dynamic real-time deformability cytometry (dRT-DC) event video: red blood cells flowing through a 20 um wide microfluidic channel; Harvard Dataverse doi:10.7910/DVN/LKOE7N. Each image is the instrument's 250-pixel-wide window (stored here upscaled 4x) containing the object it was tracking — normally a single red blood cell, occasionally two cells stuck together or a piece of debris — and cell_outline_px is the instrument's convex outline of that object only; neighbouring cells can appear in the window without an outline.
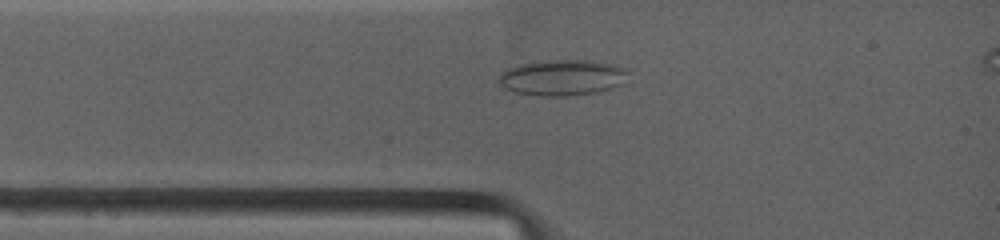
{"species": "common noctule bat (a hibernating species)", "species_latin": "Nyctalus noctula", "temperature_condition": "warm", "stored_images_in_passage": 15, "camera_frame_rate_fps": 4500, "um_per_image_px": 0.085, "animal": {"sex": "female", "body_mass_g": 19.0, "forearm_length_mm": 53.3}, "frame": {"image": 1, "passage_image": 8, "time_ms": 1.556, "image_size_px": [1000, 240], "cell_outline_px": [[628, 72], [624, 84], [596, 92], [568, 96], [544, 96], [516, 92], [504, 88], [500, 84], [500, 72], [508, 68], [520, 64], [548, 60], [588, 60], [616, 64], [624, 68]], "centroid_in_image_um": [47.82, 6.59], "position_along_channel_um": 37.2, "area_um2": 26.99}}